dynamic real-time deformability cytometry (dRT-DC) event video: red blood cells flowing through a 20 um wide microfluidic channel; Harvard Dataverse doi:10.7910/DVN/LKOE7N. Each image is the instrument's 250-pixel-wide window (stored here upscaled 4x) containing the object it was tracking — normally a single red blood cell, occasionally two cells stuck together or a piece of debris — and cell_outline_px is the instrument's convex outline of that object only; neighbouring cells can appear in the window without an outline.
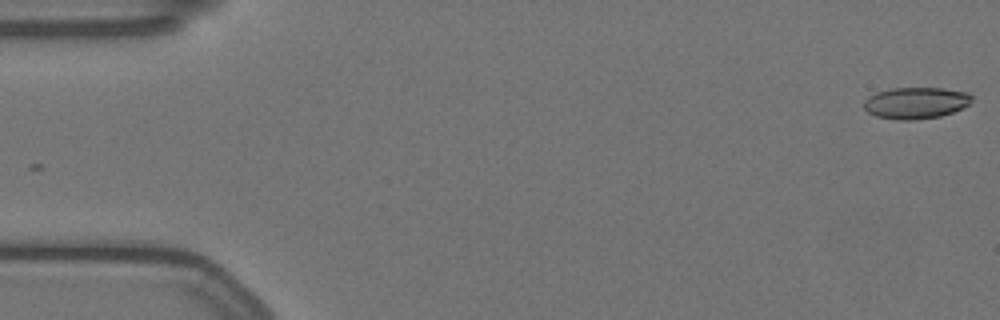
{"species": "Egyptian fruit bat (a non-hibernating species)", "species_latin": "Rousettus aegyptiacus", "temperature_condition": "warm", "stored_images_in_passage": 17, "camera_frame_rate_fps": 3000, "um_per_image_px": 0.085, "animal": {"sex": "female"}, "frame": {"image": 1, "passage_image": 1, "time_ms": 0.0, "image_size_px": [1000, 320], "cell_outline_px": [[972, 100], [964, 108], [940, 116], [916, 120], [896, 120], [876, 116], [868, 112], [864, 108], [864, 100], [868, 96], [876, 92], [892, 88], [944, 88], [968, 92], [972, 96]], "centroid_in_image_um": [77.84, 8.75], "position_along_channel_um": 7.2, "area_um2": 20.0}}
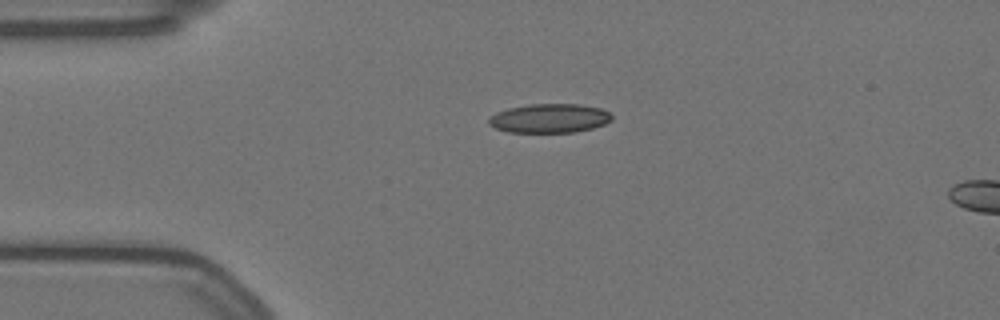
{"frame": {"image": 2, "passage_image": 13, "time_ms": 4.0, "image_size_px": [1000, 320], "cell_outline_px": [[612, 120], [604, 124], [592, 128], [576, 132], [508, 132], [496, 128], [488, 124], [488, 116], [496, 112], [508, 108], [532, 104], [580, 104], [600, 108], [608, 112], [612, 116]], "centroid_in_image_um": [46.68, 10.05], "position_along_channel_um": 38.3, "area_um2": 20.87}}